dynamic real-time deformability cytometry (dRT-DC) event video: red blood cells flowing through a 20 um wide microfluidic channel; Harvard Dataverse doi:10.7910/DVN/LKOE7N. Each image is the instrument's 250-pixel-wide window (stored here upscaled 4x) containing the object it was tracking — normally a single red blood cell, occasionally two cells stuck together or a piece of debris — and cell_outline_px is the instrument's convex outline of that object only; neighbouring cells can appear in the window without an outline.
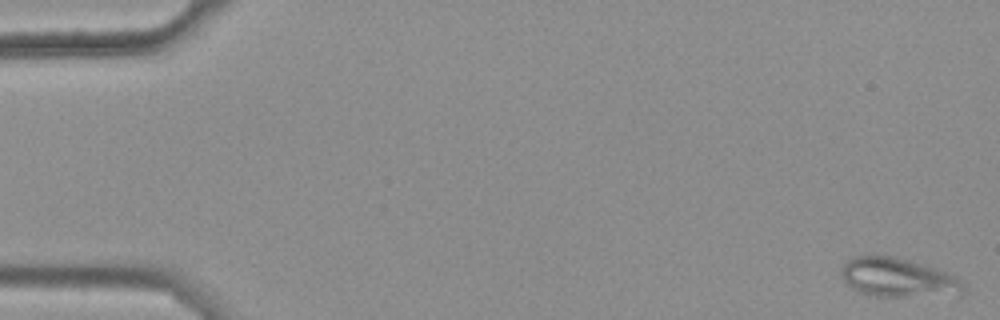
{"species": "common noctule bat (a hibernating species)", "species_latin": "Nyctalus noctula", "temperature_condition": "warm", "stored_images_in_passage": 47, "camera_frame_rate_fps": 3000, "um_per_image_px": 0.085, "animal": {"sex": "female", "body_mass_g": 25.1}, "frame": {"image": 1, "passage_image": 1, "time_ms": 0.0, "image_size_px": [1000, 320], "cell_outline_px": [[964, 292], [960, 296], [876, 296], [860, 292], [852, 288], [844, 280], [840, 268], [848, 260], [856, 256], [892, 256], [908, 260], [936, 268], [956, 276], [964, 284]], "centroid_in_image_um": [76.39, 23.62], "position_along_channel_um": 8.6, "area_um2": 27.74}}
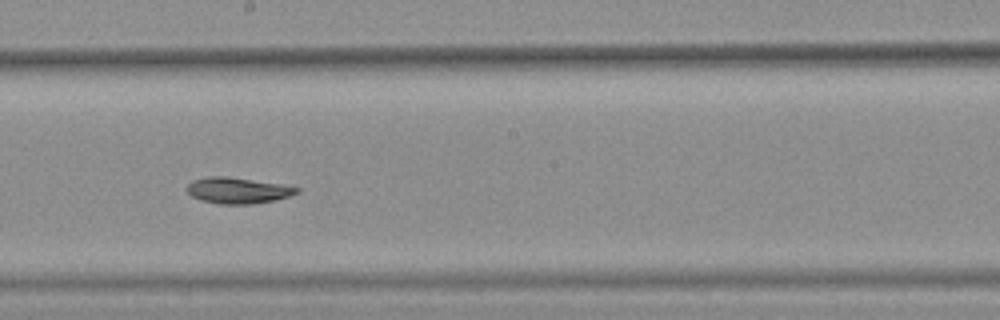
{"frame": {"image": 2, "passage_image": 31, "time_ms": 10.0, "image_size_px": [1000, 320], "cell_outline_px": [[300, 192], [276, 200], [252, 204], [220, 204], [200, 200], [192, 196], [184, 188], [192, 180], [208, 176], [228, 176], [280, 184], [300, 188]], "centroid_in_image_um": [20.18, 16.18], "position_along_channel_um": 228.0, "area_um2": 16.76}}
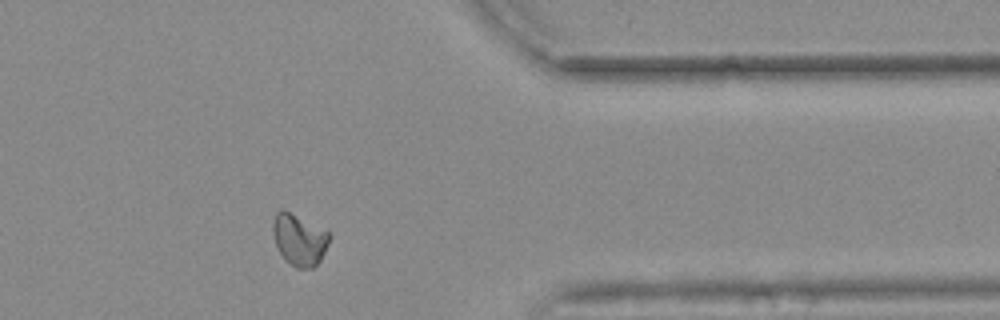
{"frame": {"image": 3, "passage_image": 45, "time_ms": 14.667, "image_size_px": [1000, 320], "cell_outline_px": [[332, 236], [320, 260], [312, 268], [296, 268], [284, 260], [276, 244], [272, 228], [272, 220], [276, 212], [280, 208], [284, 208], [328, 232]], "centroid_in_image_um": [25.41, 20.35], "position_along_channel_um": 386.0, "area_um2": 16.99}}